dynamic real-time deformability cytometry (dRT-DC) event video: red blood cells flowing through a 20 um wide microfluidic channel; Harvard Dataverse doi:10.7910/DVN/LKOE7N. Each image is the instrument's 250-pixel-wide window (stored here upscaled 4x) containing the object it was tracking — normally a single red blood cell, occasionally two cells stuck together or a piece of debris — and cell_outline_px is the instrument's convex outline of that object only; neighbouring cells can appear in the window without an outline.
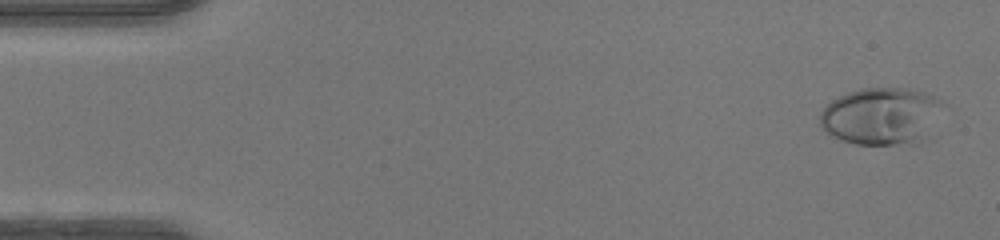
{"species": "human", "species_latin": "Homo sapiens", "temperature_condition": "warm", "stored_images_in_passage": 48, "camera_frame_rate_fps": 3000, "um_per_image_px": 0.085, "donor": {"sex": "female"}, "frame": {"image": 1, "passage_image": 2, "time_ms": 0.333, "image_size_px": [1000, 240], "cell_outline_px": [[948, 104], [928, 140], [916, 144], [856, 144], [840, 140], [832, 136], [820, 128], [820, 112], [832, 100], [848, 92], [864, 88], [908, 88], [924, 92], [936, 96]], "centroid_in_image_um": [75.03, 9.88], "position_along_channel_um": 10.0, "area_um2": 42.31}}
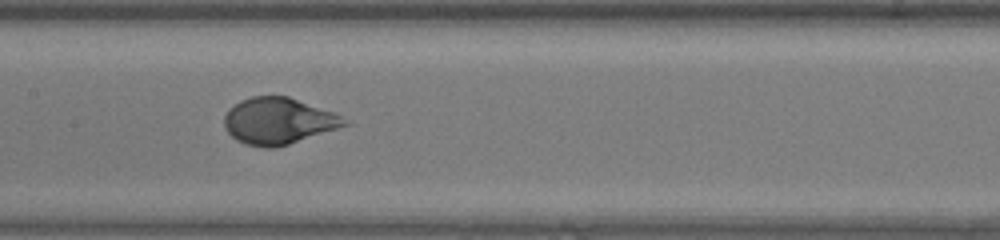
{"frame": {"image": 2, "passage_image": 24, "time_ms": 7.667, "image_size_px": [1000, 240], "cell_outline_px": [[352, 124], [276, 148], [264, 148], [244, 144], [236, 140], [224, 128], [224, 116], [228, 108], [240, 100], [252, 96], [288, 96], [336, 112]], "centroid_in_image_um": [23.67, 10.28], "position_along_channel_um": 183.7, "area_um2": 33.0}}
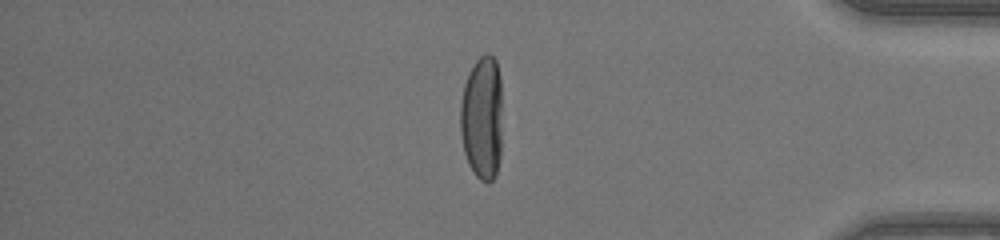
{"frame": {"image": 3, "passage_image": 41, "time_ms": 13.333, "image_size_px": [1000, 240], "cell_outline_px": [[500, 156], [496, 176], [488, 184], [480, 180], [476, 176], [468, 164], [464, 152], [460, 132], [460, 104], [464, 84], [476, 60], [484, 52], [488, 52], [496, 60], [500, 76]], "centroid_in_image_um": [40.96, 10.03], "position_along_channel_um": 394.2, "area_um2": 30.46}, "authors_computed_cell_mechanics": {"area_um2": 33.2061, "velocity_mm_per_s": 4.2567, "shape_relaxation_time_tau1_ms": 3.4631, "shape_relaxation_time_tau2_ms": null, "deformation_change_tau1": 0.2324, "deformation_change_tau2": null}}